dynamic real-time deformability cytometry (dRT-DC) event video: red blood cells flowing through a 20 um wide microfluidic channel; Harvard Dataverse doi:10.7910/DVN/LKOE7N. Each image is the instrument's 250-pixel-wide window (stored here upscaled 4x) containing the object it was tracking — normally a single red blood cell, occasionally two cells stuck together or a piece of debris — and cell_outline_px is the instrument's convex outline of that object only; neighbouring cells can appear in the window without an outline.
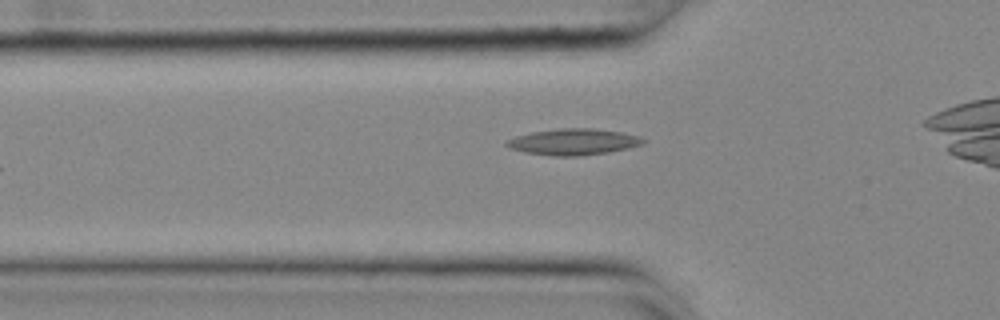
{"species": "common noctule bat (a hibernating species)", "species_latin": "Nyctalus noctula", "temperature_condition": "cold", "stored_images_in_passage": 9, "segment_of_instrument_passage": [1, 2], "camera_frame_rate_fps": 3000, "um_per_image_px": 0.085, "animal": {"sex": "female", "body_mass_g": 25.1}, "frame": {"image": 1, "passage_image": 3, "time_ms": 0.667, "image_size_px": [1000, 320], "cell_outline_px": [[644, 140], [640, 144], [628, 148], [608, 152], [576, 156], [556, 156], [524, 152], [512, 148], [504, 144], [508, 140], [516, 136], [532, 132], [560, 128], [592, 128], [620, 132], [640, 136]], "centroid_in_image_um": [48.72, 12.05], "position_along_channel_um": 77.1, "area_um2": 20.52}}
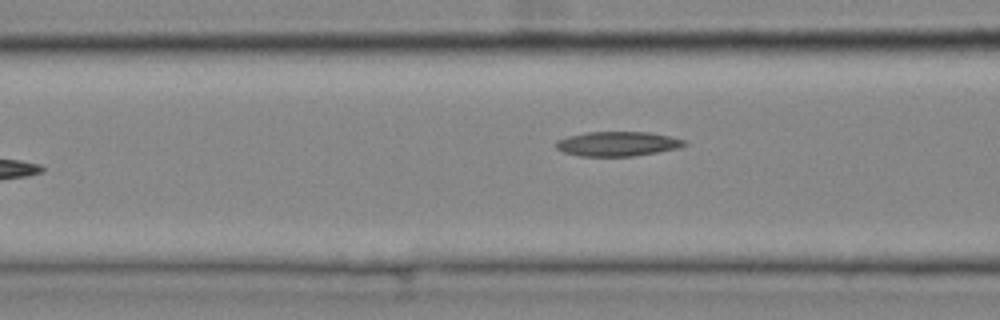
{"frame": {"image": 2, "passage_image": 6, "time_ms": 1.667, "image_size_px": [1000, 320], "cell_outline_px": [[688, 144], [676, 148], [656, 152], [632, 156], [580, 156], [564, 152], [556, 148], [556, 140], [568, 136], [588, 132], [648, 132], [668, 136], [684, 140]], "centroid_in_image_um": [52.45, 12.22], "position_along_channel_um": 114.1, "area_um2": 18.15}}